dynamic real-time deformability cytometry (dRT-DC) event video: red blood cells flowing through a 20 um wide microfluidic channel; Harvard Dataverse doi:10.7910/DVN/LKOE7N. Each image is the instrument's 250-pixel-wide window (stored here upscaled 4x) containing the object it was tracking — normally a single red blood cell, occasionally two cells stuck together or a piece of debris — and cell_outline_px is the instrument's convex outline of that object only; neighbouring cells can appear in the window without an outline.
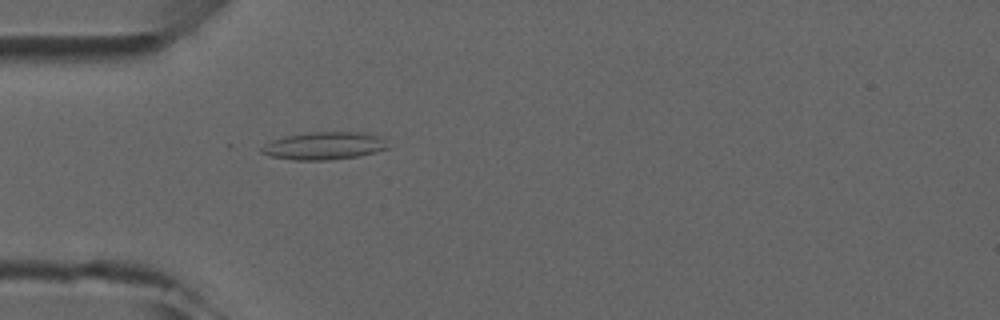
{"species": "common noctule bat (a hibernating species)", "species_latin": "Nyctalus noctula", "temperature_condition": "room temperature", "stored_images_in_passage": 4, "camera_frame_rate_fps": 3000, "um_per_image_px": 0.085, "animal": {"sex": "male", "forearm_length_mm": 52.5}, "frame": {"image": 1, "passage_image": 4, "time_ms": 4.333, "image_size_px": [1000, 320], "cell_outline_px": [[388, 148], [376, 152], [356, 156], [328, 160], [292, 160], [268, 156], [260, 152], [260, 148], [272, 140], [288, 136], [308, 132], [360, 132], [380, 136], [384, 140]], "centroid_in_image_um": [27.52, 12.4], "position_along_channel_um": 57.5, "area_um2": 20.23}}